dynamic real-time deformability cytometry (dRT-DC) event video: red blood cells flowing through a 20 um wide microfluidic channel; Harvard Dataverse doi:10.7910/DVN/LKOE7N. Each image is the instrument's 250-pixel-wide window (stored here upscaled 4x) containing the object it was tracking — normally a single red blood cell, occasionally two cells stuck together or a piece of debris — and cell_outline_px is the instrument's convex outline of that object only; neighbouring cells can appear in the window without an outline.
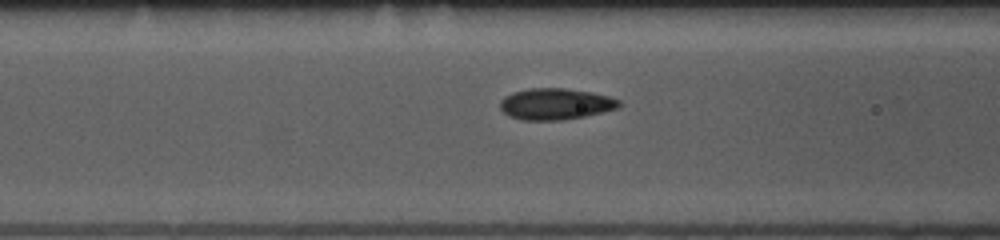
{"species": "common noctule bat (a hibernating species)", "species_latin": "Nyctalus noctula", "temperature_condition": "room temperature", "stored_images_in_passage": 21, "camera_frame_rate_fps": 3000, "um_per_image_px": 0.085, "animal": {"sex": "female", "body_mass_g": 10.0, "forearm_length_mm": 53.1}, "frame": {"image": 1, "passage_image": 12, "time_ms": 3.667, "image_size_px": [1000, 240], "cell_outline_px": [[624, 104], [620, 108], [604, 112], [584, 116], [560, 120], [520, 120], [508, 116], [500, 108], [500, 100], [504, 96], [512, 92], [528, 88], [564, 88], [592, 92], [608, 96], [620, 100]], "centroid_in_image_um": [47.23, 8.83], "position_along_channel_um": 119.4, "area_um2": 22.02}}
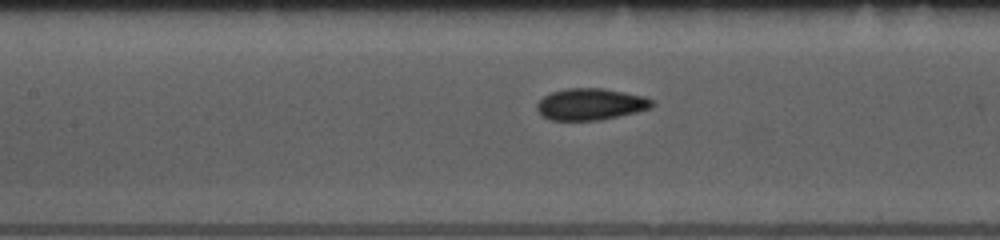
{"frame": {"image": 2, "passage_image": 15, "time_ms": 4.667, "image_size_px": [1000, 240], "cell_outline_px": [[656, 104], [652, 108], [636, 112], [600, 120], [552, 120], [544, 116], [536, 108], [536, 104], [544, 96], [552, 92], [568, 88], [604, 88], [644, 96], [652, 100]], "centroid_in_image_um": [50.24, 8.85], "position_along_channel_um": 157.2, "area_um2": 21.15}}